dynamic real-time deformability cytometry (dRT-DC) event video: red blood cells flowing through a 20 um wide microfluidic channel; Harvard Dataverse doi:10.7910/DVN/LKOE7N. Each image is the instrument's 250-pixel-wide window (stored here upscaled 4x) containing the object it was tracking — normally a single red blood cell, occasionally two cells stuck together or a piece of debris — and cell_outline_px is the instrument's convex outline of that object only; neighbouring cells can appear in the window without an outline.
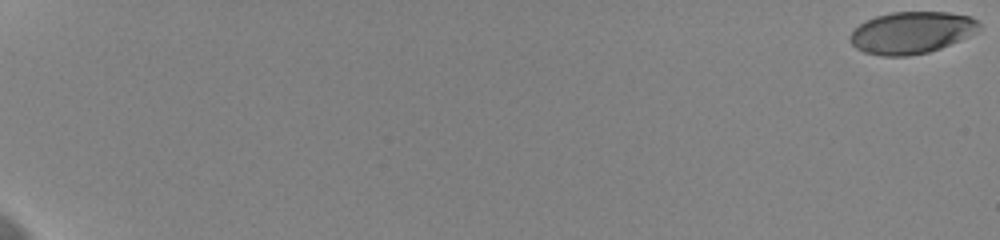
{"species": "human", "species_latin": "Homo sapiens", "temperature_condition": "cold", "stored_images_in_passage": 55, "camera_frame_rate_fps": 3000, "um_per_image_px": 0.085, "donor": {"sex": "female"}, "frame": {"image": 1, "passage_image": 1, "time_ms": 0.0, "image_size_px": [1000, 240], "cell_outline_px": [[980, 28], [976, 32], [960, 40], [940, 48], [928, 52], [908, 56], [880, 56], [864, 52], [856, 48], [848, 40], [848, 36], [860, 24], [876, 16], [892, 12], [948, 12], [972, 16], [980, 24]], "centroid_in_image_um": [77.48, 2.77], "position_along_channel_um": 7.5, "area_um2": 31.56}}
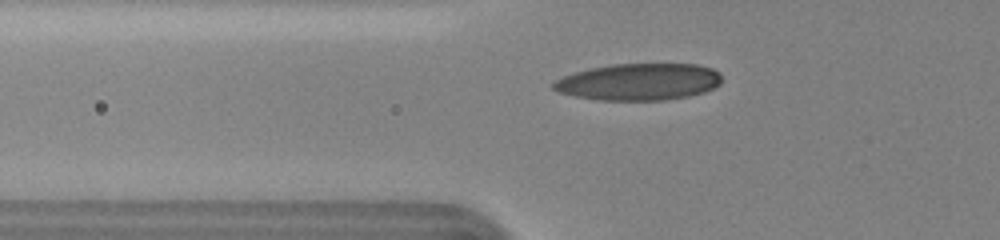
{"frame": {"image": 2, "passage_image": 25, "time_ms": 8.0, "image_size_px": [1000, 240], "cell_outline_px": [[720, 84], [704, 92], [688, 96], [664, 100], [600, 100], [576, 96], [560, 92], [552, 88], [552, 84], [556, 80], [572, 72], [612, 64], [696, 64], [712, 68], [720, 72]], "centroid_in_image_um": [54.31, 6.95], "position_along_channel_um": 71.5, "area_um2": 36.01}}
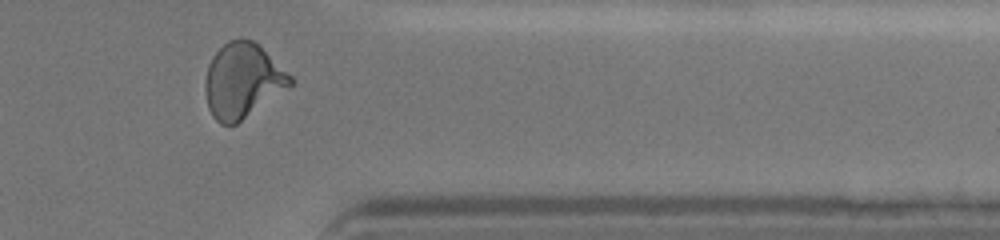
{"frame": {"image": 3, "passage_image": 52, "time_ms": 17.0, "image_size_px": [1000, 240], "cell_outline_px": [[296, 80], [288, 88], [236, 124], [220, 124], [212, 116], [208, 108], [204, 88], [204, 84], [208, 64], [212, 56], [228, 40], [240, 36], [252, 40], [260, 44]], "centroid_in_image_um": [20.62, 6.82], "position_along_channel_um": 390.8, "area_um2": 37.45}, "authors_computed_cell_mechanics": {"area_um2": 34.969, "velocity_mm_per_s": 3.6359, "shape_relaxation_time_tau1_ms": 4.9601, "shape_relaxation_time_tau2_ms": 1.0445, "deformation_change_tau1": 0.1834, "deformation_change_tau2": 0.0709}}